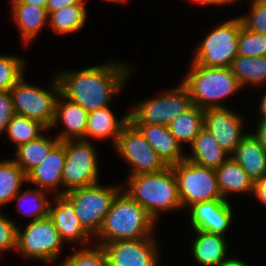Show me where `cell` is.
<instances>
[{"instance_id":"cell-1","label":"cell","mask_w":266,"mask_h":266,"mask_svg":"<svg viewBox=\"0 0 266 266\" xmlns=\"http://www.w3.org/2000/svg\"><path fill=\"white\" fill-rule=\"evenodd\" d=\"M135 69L129 63L110 60L78 71L57 72L56 78L60 94L89 113L110 106Z\"/></svg>"},{"instance_id":"cell-2","label":"cell","mask_w":266,"mask_h":266,"mask_svg":"<svg viewBox=\"0 0 266 266\" xmlns=\"http://www.w3.org/2000/svg\"><path fill=\"white\" fill-rule=\"evenodd\" d=\"M157 222L124 189L114 197L94 243L103 245L117 240H138L154 236Z\"/></svg>"},{"instance_id":"cell-3","label":"cell","mask_w":266,"mask_h":266,"mask_svg":"<svg viewBox=\"0 0 266 266\" xmlns=\"http://www.w3.org/2000/svg\"><path fill=\"white\" fill-rule=\"evenodd\" d=\"M125 183L126 188L123 185L122 189L156 222L162 212L182 209L172 165L157 172L128 176Z\"/></svg>"},{"instance_id":"cell-4","label":"cell","mask_w":266,"mask_h":266,"mask_svg":"<svg viewBox=\"0 0 266 266\" xmlns=\"http://www.w3.org/2000/svg\"><path fill=\"white\" fill-rule=\"evenodd\" d=\"M189 66L181 82L189 91L194 106L202 109L227 107L222 101L242 89L229 67H206L193 62Z\"/></svg>"},{"instance_id":"cell-5","label":"cell","mask_w":266,"mask_h":266,"mask_svg":"<svg viewBox=\"0 0 266 266\" xmlns=\"http://www.w3.org/2000/svg\"><path fill=\"white\" fill-rule=\"evenodd\" d=\"M189 91L181 82L152 98L131 105L129 121L133 124L169 126L172 120L193 107Z\"/></svg>"},{"instance_id":"cell-6","label":"cell","mask_w":266,"mask_h":266,"mask_svg":"<svg viewBox=\"0 0 266 266\" xmlns=\"http://www.w3.org/2000/svg\"><path fill=\"white\" fill-rule=\"evenodd\" d=\"M51 79L49 88H44L28 83L24 74L10 90L14 112L40 122L47 129L51 128L56 101L60 95L56 75Z\"/></svg>"},{"instance_id":"cell-7","label":"cell","mask_w":266,"mask_h":266,"mask_svg":"<svg viewBox=\"0 0 266 266\" xmlns=\"http://www.w3.org/2000/svg\"><path fill=\"white\" fill-rule=\"evenodd\" d=\"M123 185H95L70 190L64 196L72 203L82 227L94 237Z\"/></svg>"},{"instance_id":"cell-8","label":"cell","mask_w":266,"mask_h":266,"mask_svg":"<svg viewBox=\"0 0 266 266\" xmlns=\"http://www.w3.org/2000/svg\"><path fill=\"white\" fill-rule=\"evenodd\" d=\"M241 27L238 16L217 24L201 40L199 47L191 51V61L206 67H230L232 60L238 55L237 44Z\"/></svg>"},{"instance_id":"cell-9","label":"cell","mask_w":266,"mask_h":266,"mask_svg":"<svg viewBox=\"0 0 266 266\" xmlns=\"http://www.w3.org/2000/svg\"><path fill=\"white\" fill-rule=\"evenodd\" d=\"M64 243L49 217L29 221L24 229L17 227L16 251L26 259L55 263L61 257Z\"/></svg>"},{"instance_id":"cell-10","label":"cell","mask_w":266,"mask_h":266,"mask_svg":"<svg viewBox=\"0 0 266 266\" xmlns=\"http://www.w3.org/2000/svg\"><path fill=\"white\" fill-rule=\"evenodd\" d=\"M177 180L182 210L199 202L223 199L215 169L197 165L188 159L172 165Z\"/></svg>"},{"instance_id":"cell-11","label":"cell","mask_w":266,"mask_h":266,"mask_svg":"<svg viewBox=\"0 0 266 266\" xmlns=\"http://www.w3.org/2000/svg\"><path fill=\"white\" fill-rule=\"evenodd\" d=\"M65 163L62 172L63 195L73 189L99 183V160L92 141H65Z\"/></svg>"},{"instance_id":"cell-12","label":"cell","mask_w":266,"mask_h":266,"mask_svg":"<svg viewBox=\"0 0 266 266\" xmlns=\"http://www.w3.org/2000/svg\"><path fill=\"white\" fill-rule=\"evenodd\" d=\"M114 149L129 166L128 176L157 172L168 166L131 121L123 126Z\"/></svg>"},{"instance_id":"cell-13","label":"cell","mask_w":266,"mask_h":266,"mask_svg":"<svg viewBox=\"0 0 266 266\" xmlns=\"http://www.w3.org/2000/svg\"><path fill=\"white\" fill-rule=\"evenodd\" d=\"M156 237L117 240L103 244L108 266H160Z\"/></svg>"},{"instance_id":"cell-14","label":"cell","mask_w":266,"mask_h":266,"mask_svg":"<svg viewBox=\"0 0 266 266\" xmlns=\"http://www.w3.org/2000/svg\"><path fill=\"white\" fill-rule=\"evenodd\" d=\"M244 118L229 107L204 109V128L230 155L248 134L244 132Z\"/></svg>"},{"instance_id":"cell-15","label":"cell","mask_w":266,"mask_h":266,"mask_svg":"<svg viewBox=\"0 0 266 266\" xmlns=\"http://www.w3.org/2000/svg\"><path fill=\"white\" fill-rule=\"evenodd\" d=\"M230 203L224 199H215L189 207L192 230L226 236L225 233L233 222V208Z\"/></svg>"},{"instance_id":"cell-16","label":"cell","mask_w":266,"mask_h":266,"mask_svg":"<svg viewBox=\"0 0 266 266\" xmlns=\"http://www.w3.org/2000/svg\"><path fill=\"white\" fill-rule=\"evenodd\" d=\"M53 199V200H52ZM50 200L48 217L55 225L61 239L70 244L87 246L94 241L93 237L82 227L75 216L72 203L64 196H53Z\"/></svg>"},{"instance_id":"cell-17","label":"cell","mask_w":266,"mask_h":266,"mask_svg":"<svg viewBox=\"0 0 266 266\" xmlns=\"http://www.w3.org/2000/svg\"><path fill=\"white\" fill-rule=\"evenodd\" d=\"M65 158V141H63L49 152L40 165L35 166L26 174L27 183L53 194L51 196L63 195L62 172Z\"/></svg>"},{"instance_id":"cell-18","label":"cell","mask_w":266,"mask_h":266,"mask_svg":"<svg viewBox=\"0 0 266 266\" xmlns=\"http://www.w3.org/2000/svg\"><path fill=\"white\" fill-rule=\"evenodd\" d=\"M88 112L79 104H76L61 94L56 101L54 119L51 130L58 124H62L64 129L58 132L57 138L60 142L66 140H85V131L87 128Z\"/></svg>"},{"instance_id":"cell-19","label":"cell","mask_w":266,"mask_h":266,"mask_svg":"<svg viewBox=\"0 0 266 266\" xmlns=\"http://www.w3.org/2000/svg\"><path fill=\"white\" fill-rule=\"evenodd\" d=\"M147 142L167 165L186 159L183 146L173 137L168 126L155 124H134ZM183 151V152H182Z\"/></svg>"},{"instance_id":"cell-20","label":"cell","mask_w":266,"mask_h":266,"mask_svg":"<svg viewBox=\"0 0 266 266\" xmlns=\"http://www.w3.org/2000/svg\"><path fill=\"white\" fill-rule=\"evenodd\" d=\"M191 253L201 266H221L228 259V240L226 236L193 230Z\"/></svg>"},{"instance_id":"cell-21","label":"cell","mask_w":266,"mask_h":266,"mask_svg":"<svg viewBox=\"0 0 266 266\" xmlns=\"http://www.w3.org/2000/svg\"><path fill=\"white\" fill-rule=\"evenodd\" d=\"M129 121V112L116 118L114 112L108 107L99 108L88 113L85 140L110 138L113 147L121 133L123 126ZM91 138V139H90Z\"/></svg>"},{"instance_id":"cell-22","label":"cell","mask_w":266,"mask_h":266,"mask_svg":"<svg viewBox=\"0 0 266 266\" xmlns=\"http://www.w3.org/2000/svg\"><path fill=\"white\" fill-rule=\"evenodd\" d=\"M11 18L16 23L21 41L26 47L41 33L44 26H48V13L46 8L24 3H10Z\"/></svg>"},{"instance_id":"cell-23","label":"cell","mask_w":266,"mask_h":266,"mask_svg":"<svg viewBox=\"0 0 266 266\" xmlns=\"http://www.w3.org/2000/svg\"><path fill=\"white\" fill-rule=\"evenodd\" d=\"M231 156L253 182L266 176V150L252 132L249 131Z\"/></svg>"},{"instance_id":"cell-24","label":"cell","mask_w":266,"mask_h":266,"mask_svg":"<svg viewBox=\"0 0 266 266\" xmlns=\"http://www.w3.org/2000/svg\"><path fill=\"white\" fill-rule=\"evenodd\" d=\"M216 180L221 196L228 200L235 193L251 194L253 181L242 167L230 156L223 164L215 169Z\"/></svg>"},{"instance_id":"cell-25","label":"cell","mask_w":266,"mask_h":266,"mask_svg":"<svg viewBox=\"0 0 266 266\" xmlns=\"http://www.w3.org/2000/svg\"><path fill=\"white\" fill-rule=\"evenodd\" d=\"M190 150L186 159L197 165L213 169L219 167L231 156L220 147L213 135L205 128L195 137L190 145Z\"/></svg>"},{"instance_id":"cell-26","label":"cell","mask_w":266,"mask_h":266,"mask_svg":"<svg viewBox=\"0 0 266 266\" xmlns=\"http://www.w3.org/2000/svg\"><path fill=\"white\" fill-rule=\"evenodd\" d=\"M50 136V137H49ZM45 136L43 133L35 140L22 144L15 148L16 164L27 174L35 166L40 165L48 156L49 152L60 142L52 135Z\"/></svg>"},{"instance_id":"cell-27","label":"cell","mask_w":266,"mask_h":266,"mask_svg":"<svg viewBox=\"0 0 266 266\" xmlns=\"http://www.w3.org/2000/svg\"><path fill=\"white\" fill-rule=\"evenodd\" d=\"M231 72L243 87H260L266 83V56L237 55L231 62Z\"/></svg>"},{"instance_id":"cell-28","label":"cell","mask_w":266,"mask_h":266,"mask_svg":"<svg viewBox=\"0 0 266 266\" xmlns=\"http://www.w3.org/2000/svg\"><path fill=\"white\" fill-rule=\"evenodd\" d=\"M88 10L85 4L69 5L48 13V26L58 35L80 32L86 24Z\"/></svg>"},{"instance_id":"cell-29","label":"cell","mask_w":266,"mask_h":266,"mask_svg":"<svg viewBox=\"0 0 266 266\" xmlns=\"http://www.w3.org/2000/svg\"><path fill=\"white\" fill-rule=\"evenodd\" d=\"M173 137L181 144L191 145L195 137L204 128V109L193 106L187 112L179 115L169 124Z\"/></svg>"},{"instance_id":"cell-30","label":"cell","mask_w":266,"mask_h":266,"mask_svg":"<svg viewBox=\"0 0 266 266\" xmlns=\"http://www.w3.org/2000/svg\"><path fill=\"white\" fill-rule=\"evenodd\" d=\"M27 182L26 173L12 159L0 161V208L23 189Z\"/></svg>"},{"instance_id":"cell-31","label":"cell","mask_w":266,"mask_h":266,"mask_svg":"<svg viewBox=\"0 0 266 266\" xmlns=\"http://www.w3.org/2000/svg\"><path fill=\"white\" fill-rule=\"evenodd\" d=\"M47 194L46 191L36 187L25 190L24 192L21 190L13 199L17 201L16 210L19 214L30 217V221L48 217L50 200L47 198Z\"/></svg>"},{"instance_id":"cell-32","label":"cell","mask_w":266,"mask_h":266,"mask_svg":"<svg viewBox=\"0 0 266 266\" xmlns=\"http://www.w3.org/2000/svg\"><path fill=\"white\" fill-rule=\"evenodd\" d=\"M48 131L49 129L40 122L15 113L9 121L5 133H7V137L17 148L22 144L35 140Z\"/></svg>"},{"instance_id":"cell-33","label":"cell","mask_w":266,"mask_h":266,"mask_svg":"<svg viewBox=\"0 0 266 266\" xmlns=\"http://www.w3.org/2000/svg\"><path fill=\"white\" fill-rule=\"evenodd\" d=\"M93 246V247H92ZM59 266H108L107 256L102 245L93 244L80 246L70 256L65 258Z\"/></svg>"},{"instance_id":"cell-34","label":"cell","mask_w":266,"mask_h":266,"mask_svg":"<svg viewBox=\"0 0 266 266\" xmlns=\"http://www.w3.org/2000/svg\"><path fill=\"white\" fill-rule=\"evenodd\" d=\"M26 60L17 55H0V90L10 91L26 73Z\"/></svg>"},{"instance_id":"cell-35","label":"cell","mask_w":266,"mask_h":266,"mask_svg":"<svg viewBox=\"0 0 266 266\" xmlns=\"http://www.w3.org/2000/svg\"><path fill=\"white\" fill-rule=\"evenodd\" d=\"M238 55L266 56V35L254 33L241 27L237 44Z\"/></svg>"},{"instance_id":"cell-36","label":"cell","mask_w":266,"mask_h":266,"mask_svg":"<svg viewBox=\"0 0 266 266\" xmlns=\"http://www.w3.org/2000/svg\"><path fill=\"white\" fill-rule=\"evenodd\" d=\"M249 13L238 16L242 27L266 35V0H250Z\"/></svg>"},{"instance_id":"cell-37","label":"cell","mask_w":266,"mask_h":266,"mask_svg":"<svg viewBox=\"0 0 266 266\" xmlns=\"http://www.w3.org/2000/svg\"><path fill=\"white\" fill-rule=\"evenodd\" d=\"M17 227L13 219L8 218L0 212V255L8 250L17 248Z\"/></svg>"},{"instance_id":"cell-38","label":"cell","mask_w":266,"mask_h":266,"mask_svg":"<svg viewBox=\"0 0 266 266\" xmlns=\"http://www.w3.org/2000/svg\"><path fill=\"white\" fill-rule=\"evenodd\" d=\"M14 114L10 91L0 90V136L5 133L7 125Z\"/></svg>"},{"instance_id":"cell-39","label":"cell","mask_w":266,"mask_h":266,"mask_svg":"<svg viewBox=\"0 0 266 266\" xmlns=\"http://www.w3.org/2000/svg\"><path fill=\"white\" fill-rule=\"evenodd\" d=\"M85 2H87V0H47L46 10L47 13H52L66 6L75 4H85Z\"/></svg>"},{"instance_id":"cell-40","label":"cell","mask_w":266,"mask_h":266,"mask_svg":"<svg viewBox=\"0 0 266 266\" xmlns=\"http://www.w3.org/2000/svg\"><path fill=\"white\" fill-rule=\"evenodd\" d=\"M252 195L257 198L258 202L266 205V176L253 183Z\"/></svg>"},{"instance_id":"cell-41","label":"cell","mask_w":266,"mask_h":266,"mask_svg":"<svg viewBox=\"0 0 266 266\" xmlns=\"http://www.w3.org/2000/svg\"><path fill=\"white\" fill-rule=\"evenodd\" d=\"M252 135L258 140L259 144L266 150V118L259 119Z\"/></svg>"},{"instance_id":"cell-42","label":"cell","mask_w":266,"mask_h":266,"mask_svg":"<svg viewBox=\"0 0 266 266\" xmlns=\"http://www.w3.org/2000/svg\"><path fill=\"white\" fill-rule=\"evenodd\" d=\"M191 2L193 3H196L197 5L199 4H203V6L205 5H214V6H221V5H225V4H233L235 3L236 1H239V0H190Z\"/></svg>"},{"instance_id":"cell-43","label":"cell","mask_w":266,"mask_h":266,"mask_svg":"<svg viewBox=\"0 0 266 266\" xmlns=\"http://www.w3.org/2000/svg\"><path fill=\"white\" fill-rule=\"evenodd\" d=\"M47 0H10L9 3H24L29 5H35L37 7L46 8Z\"/></svg>"},{"instance_id":"cell-44","label":"cell","mask_w":266,"mask_h":266,"mask_svg":"<svg viewBox=\"0 0 266 266\" xmlns=\"http://www.w3.org/2000/svg\"><path fill=\"white\" fill-rule=\"evenodd\" d=\"M221 266H249V264L245 263L244 261L240 260V258H235L232 256H229L228 259H226Z\"/></svg>"},{"instance_id":"cell-45","label":"cell","mask_w":266,"mask_h":266,"mask_svg":"<svg viewBox=\"0 0 266 266\" xmlns=\"http://www.w3.org/2000/svg\"><path fill=\"white\" fill-rule=\"evenodd\" d=\"M260 104H259V114L260 119L266 118V92H264L262 98H260Z\"/></svg>"},{"instance_id":"cell-46","label":"cell","mask_w":266,"mask_h":266,"mask_svg":"<svg viewBox=\"0 0 266 266\" xmlns=\"http://www.w3.org/2000/svg\"><path fill=\"white\" fill-rule=\"evenodd\" d=\"M103 1H106V2H111V3H127V1L129 0H103Z\"/></svg>"}]
</instances>
